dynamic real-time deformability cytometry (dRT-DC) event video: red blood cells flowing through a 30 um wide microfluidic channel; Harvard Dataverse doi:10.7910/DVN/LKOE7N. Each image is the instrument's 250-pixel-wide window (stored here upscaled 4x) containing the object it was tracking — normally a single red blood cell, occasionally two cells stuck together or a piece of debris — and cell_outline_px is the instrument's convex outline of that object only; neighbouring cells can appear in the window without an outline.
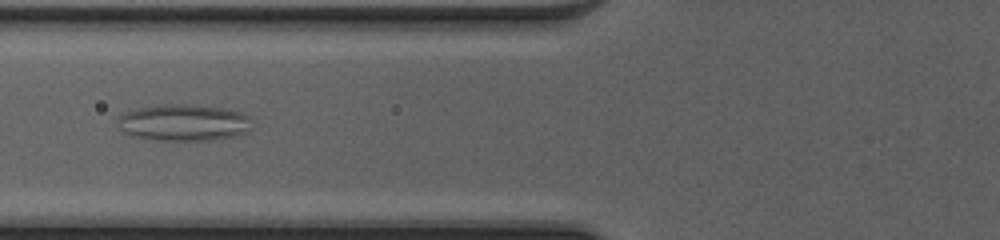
{"species": "common noctule bat (a hibernating species)", "species_latin": "Nyctalus noctula", "temperature_condition": "cold", "stored_images_in_passage": 49, "camera_frame_rate_fps": 3000, "um_per_image_px": 0.085, "animal": {"sex": "female", "body_mass_g": 20.0, "forearm_length_mm": 54.0}, "frame": {"image": 1, "passage_image": 18, "time_ms": 5.667, "image_size_px": [1000, 240], "cell_outline_px": [[252, 128], [248, 132], [236, 136], [216, 140], [156, 140], [136, 136], [124, 132], [120, 128], [120, 116], [124, 112], [136, 108], [160, 104], [188, 104], [224, 108], [240, 112], [252, 116]], "centroid_in_image_um": [15.7, 10.41], "position_along_channel_um": 110.1, "area_um2": 28.9}}
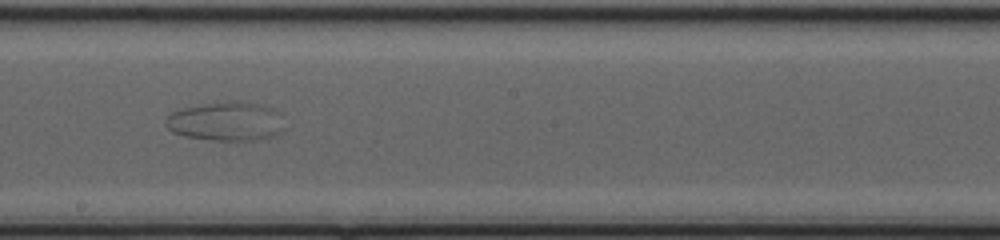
{"frame": {"image": 2, "passage_image": 27, "time_ms": 8.667, "image_size_px": [1000, 240], "cell_outline_px": [[280, 132], [276, 136], [256, 140], [212, 140], [184, 136], [172, 132], [164, 124], [164, 120], [172, 112], [184, 108], [208, 104], [236, 100], [240, 100], [272, 108], [276, 112], [280, 128]], "centroid_in_image_um": [19.14, 10.33], "position_along_channel_um": 229.1, "area_um2": 26.41}}
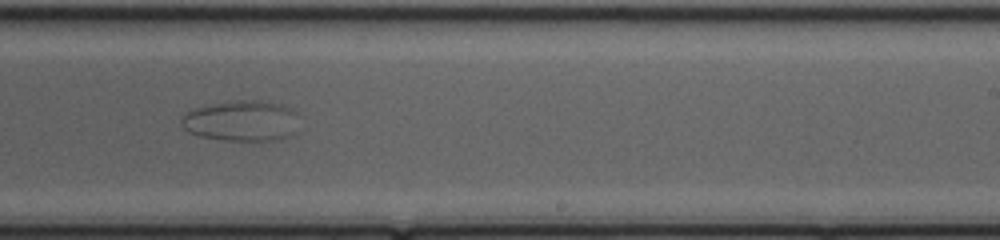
{"frame": {"image": 3, "passage_image": 30, "time_ms": 9.667, "image_size_px": [1000, 240], "cell_outline_px": [[296, 112], [292, 132], [288, 136], [280, 140], [224, 140], [196, 136], [188, 132], [180, 124], [180, 120], [184, 112], [196, 108], [236, 100], [260, 100], [280, 104], [292, 108]], "centroid_in_image_um": [20.45, 10.27], "position_along_channel_um": 268.5, "area_um2": 27.69}}